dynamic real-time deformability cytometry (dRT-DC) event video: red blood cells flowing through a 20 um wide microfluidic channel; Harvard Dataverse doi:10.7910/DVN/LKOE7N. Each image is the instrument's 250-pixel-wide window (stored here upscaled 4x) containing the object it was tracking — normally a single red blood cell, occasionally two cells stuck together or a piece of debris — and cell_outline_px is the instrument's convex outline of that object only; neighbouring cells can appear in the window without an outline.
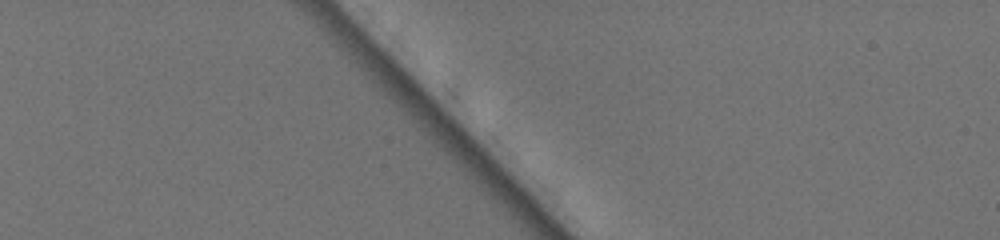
{"species": "common noctule bat (a hibernating species)", "species_latin": "Nyctalus noctula", "temperature_condition": "warm", "stored_images_in_passage": 3, "camera_frame_rate_fps": 3000, "um_per_image_px": 0.085, "animal": {"sex": "female", "body_mass_g": 19.5, "forearm_length_mm": 54.1}, "frame": {"image": 1, "passage_image": 2, "time_ms": 0.333, "image_size_px": [1000, 240], "cell_outline_px": [[600, 132], [592, 136], [544, 80], [544, 72], [556, 68], [584, 88], [596, 100]], "centroid_in_image_um": [48.87, 8.44], "position_along_channel_um": 36.1, "area_um2": 11.85}}